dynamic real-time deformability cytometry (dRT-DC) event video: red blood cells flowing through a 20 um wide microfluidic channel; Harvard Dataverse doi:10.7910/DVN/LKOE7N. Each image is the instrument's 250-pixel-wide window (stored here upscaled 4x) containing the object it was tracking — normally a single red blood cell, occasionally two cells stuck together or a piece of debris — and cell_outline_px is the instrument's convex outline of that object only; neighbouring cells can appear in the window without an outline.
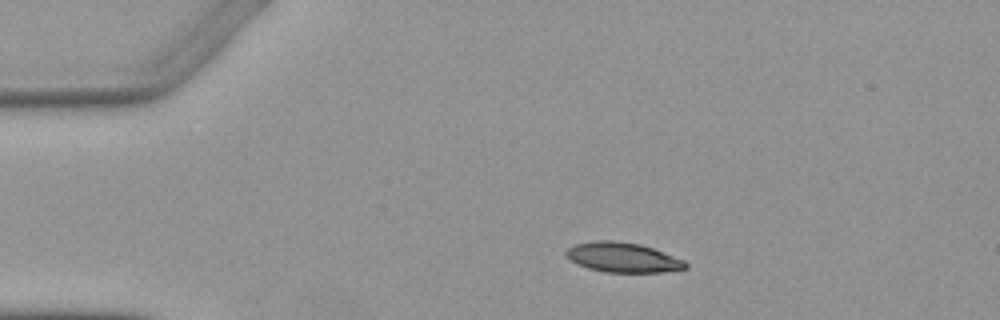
{"species": "Egyptian fruit bat (a non-hibernating species)", "species_latin": "Rousettus aegyptiacus", "temperature_condition": "warm", "stored_images_in_passage": 4, "camera_frame_rate_fps": 3000, "um_per_image_px": 0.085, "animal": {"sex": "female"}, "frame": {"image": 1, "passage_image": 2, "time_ms": 2.0, "image_size_px": [1000, 320], "cell_outline_px": [[688, 268], [664, 272], [604, 272], [588, 268], [576, 264], [564, 252], [568, 248], [576, 244], [596, 240], [612, 240], [640, 244], [652, 248], [684, 260], [688, 264]], "centroid_in_image_um": [52.95, 21.88], "position_along_channel_um": 32.1, "area_um2": 20.63}}
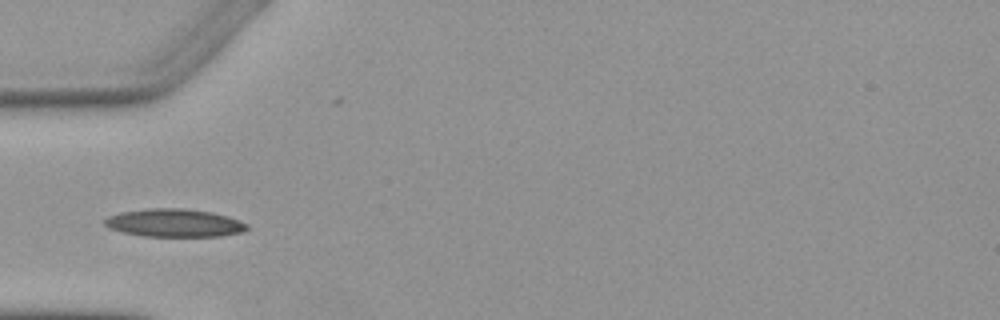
{"frame": {"image": 2, "passage_image": 4, "time_ms": 4.333, "image_size_px": [1000, 320], "cell_outline_px": [[248, 228], [244, 232], [220, 236], [144, 236], [124, 232], [108, 228], [104, 224], [104, 220], [108, 216], [120, 212], [148, 208], [184, 208], [212, 212], [228, 216], [248, 224]], "centroid_in_image_um": [14.83, 18.94], "position_along_channel_um": 70.2, "area_um2": 23.29}}